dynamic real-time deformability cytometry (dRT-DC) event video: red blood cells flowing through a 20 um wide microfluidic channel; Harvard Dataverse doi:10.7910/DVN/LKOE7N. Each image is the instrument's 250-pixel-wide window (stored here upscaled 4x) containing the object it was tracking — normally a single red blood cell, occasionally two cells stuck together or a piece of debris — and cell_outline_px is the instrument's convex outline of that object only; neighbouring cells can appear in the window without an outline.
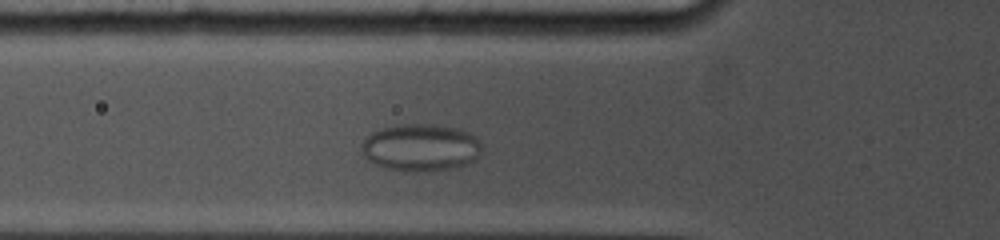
{"species": "common noctule bat (a hibernating species)", "species_latin": "Nyctalus noctula", "temperature_condition": "cold", "stored_images_in_passage": 52, "camera_frame_rate_fps": 5000, "um_per_image_px": 0.085, "animal": {"sex": "female", "body_mass_g": 19.0, "forearm_length_mm": 53.3}, "frame": {"image": 1, "passage_image": 13, "time_ms": 3.2, "image_size_px": [1000, 240], "cell_outline_px": [[480, 156], [476, 160], [456, 168], [384, 168], [368, 160], [360, 152], [360, 148], [364, 140], [372, 132], [380, 128], [400, 124], [436, 124], [460, 128], [476, 136], [480, 140]], "centroid_in_image_um": [35.78, 12.47], "position_along_channel_um": 90.0, "area_um2": 32.54}}